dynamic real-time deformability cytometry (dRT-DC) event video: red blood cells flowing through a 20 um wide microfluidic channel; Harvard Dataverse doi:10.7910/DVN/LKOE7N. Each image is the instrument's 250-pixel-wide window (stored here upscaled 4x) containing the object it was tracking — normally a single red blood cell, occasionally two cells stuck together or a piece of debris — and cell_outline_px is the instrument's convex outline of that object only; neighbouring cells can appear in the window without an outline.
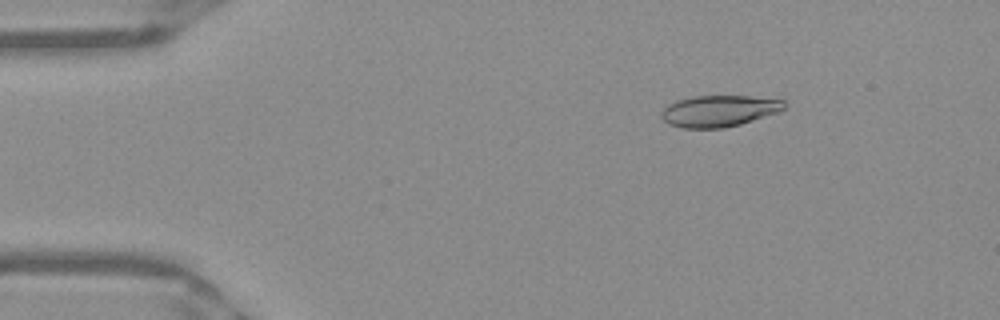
{"species": "Egyptian fruit bat (a non-hibernating species)", "species_latin": "Rousettus aegyptiacus", "temperature_condition": "warm", "stored_images_in_passage": 52, "camera_frame_rate_fps": 3000, "um_per_image_px": 0.085, "frame": {"image": 1, "passage_image": 8, "time_ms": 2.333, "image_size_px": [1000, 320], "cell_outline_px": [[784, 108], [780, 112], [740, 124], [724, 128], [684, 128], [668, 124], [660, 116], [660, 112], [668, 104], [676, 100], [692, 96], [748, 96], [784, 100]], "centroid_in_image_um": [61.08, 9.43], "position_along_channel_um": 23.9, "area_um2": 22.54}}
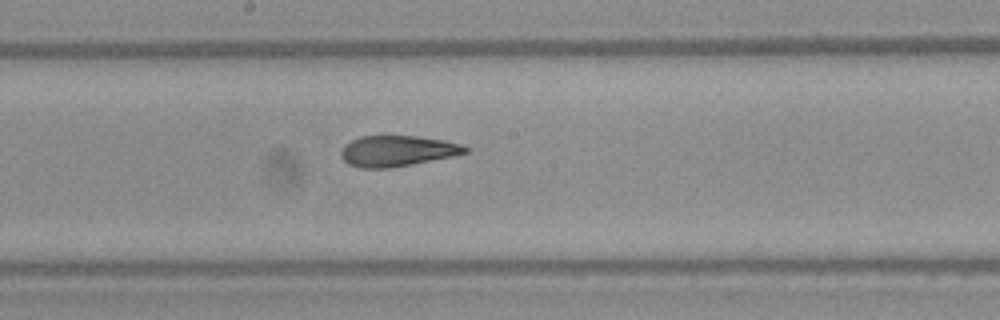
{"frame": {"image": 2, "passage_image": 28, "time_ms": 9.0, "image_size_px": [1000, 320], "cell_outline_px": [[468, 152], [456, 156], [388, 168], [360, 168], [348, 164], [340, 156], [340, 152], [344, 144], [360, 136], [416, 136], [444, 140], [460, 144], [468, 148]], "centroid_in_image_um": [33.75, 12.83], "position_along_channel_um": 214.4, "area_um2": 22.31}}
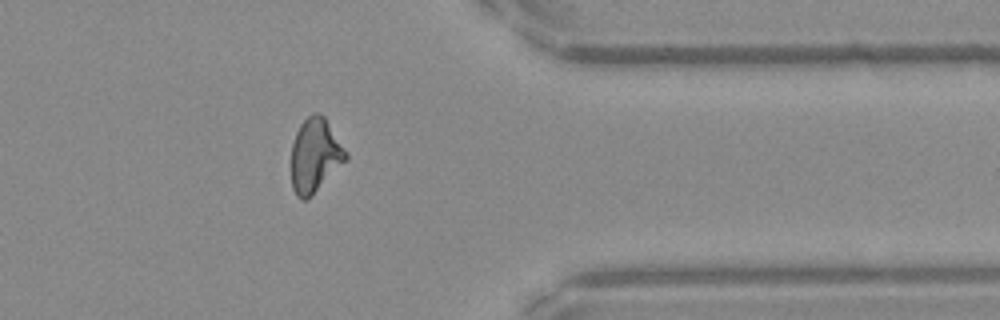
{"frame": {"image": 3, "passage_image": 42, "time_ms": 13.667, "image_size_px": [1000, 320], "cell_outline_px": [[348, 156], [312, 196], [308, 200], [300, 200], [296, 196], [292, 188], [292, 144], [296, 132], [300, 124], [312, 112], [320, 112], [324, 116], [348, 152]], "centroid_in_image_um": [26.76, 13.2], "position_along_channel_um": 384.6, "area_um2": 23.41}, "authors_computed_cell_mechanics": {"area_um2": 23.0622, "velocity_mm_per_s": 3.9467, "shape_relaxation_time_tau1_ms": 11.2151, "shape_relaxation_time_tau2_ms": 2.1395, "deformation_change_tau1": 0.2749, "deformation_change_tau2": 0.082}}